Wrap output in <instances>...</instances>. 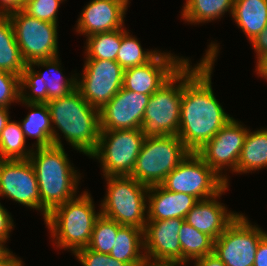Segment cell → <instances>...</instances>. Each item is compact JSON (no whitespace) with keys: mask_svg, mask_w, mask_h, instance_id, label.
<instances>
[{"mask_svg":"<svg viewBox=\"0 0 267 266\" xmlns=\"http://www.w3.org/2000/svg\"><path fill=\"white\" fill-rule=\"evenodd\" d=\"M232 19L251 42L267 27V0H234Z\"/></svg>","mask_w":267,"mask_h":266,"instance_id":"23","label":"cell"},{"mask_svg":"<svg viewBox=\"0 0 267 266\" xmlns=\"http://www.w3.org/2000/svg\"><path fill=\"white\" fill-rule=\"evenodd\" d=\"M14 102H20V77L0 70V107L9 108Z\"/></svg>","mask_w":267,"mask_h":266,"instance_id":"34","label":"cell"},{"mask_svg":"<svg viewBox=\"0 0 267 266\" xmlns=\"http://www.w3.org/2000/svg\"><path fill=\"white\" fill-rule=\"evenodd\" d=\"M59 60V56H57L26 65L20 77L21 102L47 103L50 100L65 97L76 89L77 74L66 78L61 72V61ZM34 66L45 67L47 70L45 72L36 71ZM27 88L28 91H31L30 93L26 91Z\"/></svg>","mask_w":267,"mask_h":266,"instance_id":"9","label":"cell"},{"mask_svg":"<svg viewBox=\"0 0 267 266\" xmlns=\"http://www.w3.org/2000/svg\"><path fill=\"white\" fill-rule=\"evenodd\" d=\"M179 240L182 251V266L192 260L213 253L214 240L205 233L183 222L179 230Z\"/></svg>","mask_w":267,"mask_h":266,"instance_id":"28","label":"cell"},{"mask_svg":"<svg viewBox=\"0 0 267 266\" xmlns=\"http://www.w3.org/2000/svg\"><path fill=\"white\" fill-rule=\"evenodd\" d=\"M160 185L170 192L194 196L198 201L216 196L227 186L195 152H190Z\"/></svg>","mask_w":267,"mask_h":266,"instance_id":"11","label":"cell"},{"mask_svg":"<svg viewBox=\"0 0 267 266\" xmlns=\"http://www.w3.org/2000/svg\"><path fill=\"white\" fill-rule=\"evenodd\" d=\"M129 30L121 28V46L116 56V62L125 70L150 62L160 51L141 47L140 41L130 35Z\"/></svg>","mask_w":267,"mask_h":266,"instance_id":"30","label":"cell"},{"mask_svg":"<svg viewBox=\"0 0 267 266\" xmlns=\"http://www.w3.org/2000/svg\"><path fill=\"white\" fill-rule=\"evenodd\" d=\"M248 130L241 124V121L231 118L210 141L196 152L226 182L227 186H229V177L222 171L229 169L232 173H237V163Z\"/></svg>","mask_w":267,"mask_h":266,"instance_id":"14","label":"cell"},{"mask_svg":"<svg viewBox=\"0 0 267 266\" xmlns=\"http://www.w3.org/2000/svg\"><path fill=\"white\" fill-rule=\"evenodd\" d=\"M189 59L159 52L150 62L125 69L123 88L152 95L166 83Z\"/></svg>","mask_w":267,"mask_h":266,"instance_id":"17","label":"cell"},{"mask_svg":"<svg viewBox=\"0 0 267 266\" xmlns=\"http://www.w3.org/2000/svg\"><path fill=\"white\" fill-rule=\"evenodd\" d=\"M145 136L141 129L101 130L96 150L103 176L131 175Z\"/></svg>","mask_w":267,"mask_h":266,"instance_id":"8","label":"cell"},{"mask_svg":"<svg viewBox=\"0 0 267 266\" xmlns=\"http://www.w3.org/2000/svg\"><path fill=\"white\" fill-rule=\"evenodd\" d=\"M46 104L52 122L53 145L63 147L60 131L73 149L90 156L100 137V110L91 106L77 89Z\"/></svg>","mask_w":267,"mask_h":266,"instance_id":"2","label":"cell"},{"mask_svg":"<svg viewBox=\"0 0 267 266\" xmlns=\"http://www.w3.org/2000/svg\"><path fill=\"white\" fill-rule=\"evenodd\" d=\"M189 153L177 135L146 137L130 176L148 187L160 185Z\"/></svg>","mask_w":267,"mask_h":266,"instance_id":"6","label":"cell"},{"mask_svg":"<svg viewBox=\"0 0 267 266\" xmlns=\"http://www.w3.org/2000/svg\"><path fill=\"white\" fill-rule=\"evenodd\" d=\"M150 95L121 88L100 110L101 130L141 129Z\"/></svg>","mask_w":267,"mask_h":266,"instance_id":"18","label":"cell"},{"mask_svg":"<svg viewBox=\"0 0 267 266\" xmlns=\"http://www.w3.org/2000/svg\"><path fill=\"white\" fill-rule=\"evenodd\" d=\"M74 256L83 266H130L112 258L109 254L93 251L87 247L77 250Z\"/></svg>","mask_w":267,"mask_h":266,"instance_id":"35","label":"cell"},{"mask_svg":"<svg viewBox=\"0 0 267 266\" xmlns=\"http://www.w3.org/2000/svg\"><path fill=\"white\" fill-rule=\"evenodd\" d=\"M219 47L217 43L211 42L200 63L192 67L188 60L184 64V86L177 136L190 152H198L233 118L225 112L212 89L211 74Z\"/></svg>","mask_w":267,"mask_h":266,"instance_id":"1","label":"cell"},{"mask_svg":"<svg viewBox=\"0 0 267 266\" xmlns=\"http://www.w3.org/2000/svg\"><path fill=\"white\" fill-rule=\"evenodd\" d=\"M234 0H186L181 18L190 24L208 23L221 18L226 12L232 16Z\"/></svg>","mask_w":267,"mask_h":266,"instance_id":"26","label":"cell"},{"mask_svg":"<svg viewBox=\"0 0 267 266\" xmlns=\"http://www.w3.org/2000/svg\"><path fill=\"white\" fill-rule=\"evenodd\" d=\"M194 266H226L215 253L194 260Z\"/></svg>","mask_w":267,"mask_h":266,"instance_id":"40","label":"cell"},{"mask_svg":"<svg viewBox=\"0 0 267 266\" xmlns=\"http://www.w3.org/2000/svg\"><path fill=\"white\" fill-rule=\"evenodd\" d=\"M123 72L116 61L86 59L76 89L91 106L101 110L122 88Z\"/></svg>","mask_w":267,"mask_h":266,"instance_id":"13","label":"cell"},{"mask_svg":"<svg viewBox=\"0 0 267 266\" xmlns=\"http://www.w3.org/2000/svg\"><path fill=\"white\" fill-rule=\"evenodd\" d=\"M41 212L36 174L28 160H0V197Z\"/></svg>","mask_w":267,"mask_h":266,"instance_id":"16","label":"cell"},{"mask_svg":"<svg viewBox=\"0 0 267 266\" xmlns=\"http://www.w3.org/2000/svg\"><path fill=\"white\" fill-rule=\"evenodd\" d=\"M13 228L14 222L11 214L0 203V240L7 242Z\"/></svg>","mask_w":267,"mask_h":266,"instance_id":"36","label":"cell"},{"mask_svg":"<svg viewBox=\"0 0 267 266\" xmlns=\"http://www.w3.org/2000/svg\"><path fill=\"white\" fill-rule=\"evenodd\" d=\"M5 244L6 242L0 240V261H22L21 258L16 257Z\"/></svg>","mask_w":267,"mask_h":266,"instance_id":"41","label":"cell"},{"mask_svg":"<svg viewBox=\"0 0 267 266\" xmlns=\"http://www.w3.org/2000/svg\"><path fill=\"white\" fill-rule=\"evenodd\" d=\"M20 103L31 109L30 113L20 122L26 137L36 138L33 147H48L53 145L52 122L46 103ZM33 110V111H32Z\"/></svg>","mask_w":267,"mask_h":266,"instance_id":"25","label":"cell"},{"mask_svg":"<svg viewBox=\"0 0 267 266\" xmlns=\"http://www.w3.org/2000/svg\"><path fill=\"white\" fill-rule=\"evenodd\" d=\"M7 16L12 23L21 56L27 65L58 56V24L31 17L22 9Z\"/></svg>","mask_w":267,"mask_h":266,"instance_id":"10","label":"cell"},{"mask_svg":"<svg viewBox=\"0 0 267 266\" xmlns=\"http://www.w3.org/2000/svg\"><path fill=\"white\" fill-rule=\"evenodd\" d=\"M228 187L226 186L212 198L199 200L185 217V222L198 231L207 234L214 241L239 215L238 212L227 210L225 205L218 201L222 194H225V191L228 190Z\"/></svg>","mask_w":267,"mask_h":266,"instance_id":"20","label":"cell"},{"mask_svg":"<svg viewBox=\"0 0 267 266\" xmlns=\"http://www.w3.org/2000/svg\"><path fill=\"white\" fill-rule=\"evenodd\" d=\"M129 0H92L77 20L76 32L86 37L124 28Z\"/></svg>","mask_w":267,"mask_h":266,"instance_id":"19","label":"cell"},{"mask_svg":"<svg viewBox=\"0 0 267 266\" xmlns=\"http://www.w3.org/2000/svg\"><path fill=\"white\" fill-rule=\"evenodd\" d=\"M121 46V28L90 35L86 39L85 59L116 61Z\"/></svg>","mask_w":267,"mask_h":266,"instance_id":"31","label":"cell"},{"mask_svg":"<svg viewBox=\"0 0 267 266\" xmlns=\"http://www.w3.org/2000/svg\"><path fill=\"white\" fill-rule=\"evenodd\" d=\"M122 226L116 221L100 215L95 222L87 248L103 254H110L117 237V232Z\"/></svg>","mask_w":267,"mask_h":266,"instance_id":"32","label":"cell"},{"mask_svg":"<svg viewBox=\"0 0 267 266\" xmlns=\"http://www.w3.org/2000/svg\"><path fill=\"white\" fill-rule=\"evenodd\" d=\"M67 156L64 146L51 145L34 148L29 157L38 182L44 221L55 207L77 197L81 174Z\"/></svg>","mask_w":267,"mask_h":266,"instance_id":"3","label":"cell"},{"mask_svg":"<svg viewBox=\"0 0 267 266\" xmlns=\"http://www.w3.org/2000/svg\"><path fill=\"white\" fill-rule=\"evenodd\" d=\"M106 195L101 201V215L120 225L144 230L147 222L148 186L130 175L104 176Z\"/></svg>","mask_w":267,"mask_h":266,"instance_id":"5","label":"cell"},{"mask_svg":"<svg viewBox=\"0 0 267 266\" xmlns=\"http://www.w3.org/2000/svg\"><path fill=\"white\" fill-rule=\"evenodd\" d=\"M144 250L143 229L123 225L117 232L110 256L130 266H148Z\"/></svg>","mask_w":267,"mask_h":266,"instance_id":"22","label":"cell"},{"mask_svg":"<svg viewBox=\"0 0 267 266\" xmlns=\"http://www.w3.org/2000/svg\"><path fill=\"white\" fill-rule=\"evenodd\" d=\"M246 217L239 214L214 241L213 253L226 266H253L258 244L267 234Z\"/></svg>","mask_w":267,"mask_h":266,"instance_id":"12","label":"cell"},{"mask_svg":"<svg viewBox=\"0 0 267 266\" xmlns=\"http://www.w3.org/2000/svg\"><path fill=\"white\" fill-rule=\"evenodd\" d=\"M197 202L189 194L170 192L161 185L150 186L147 195V221L185 219Z\"/></svg>","mask_w":267,"mask_h":266,"instance_id":"21","label":"cell"},{"mask_svg":"<svg viewBox=\"0 0 267 266\" xmlns=\"http://www.w3.org/2000/svg\"><path fill=\"white\" fill-rule=\"evenodd\" d=\"M26 65L9 17L0 15V70L21 77Z\"/></svg>","mask_w":267,"mask_h":266,"instance_id":"27","label":"cell"},{"mask_svg":"<svg viewBox=\"0 0 267 266\" xmlns=\"http://www.w3.org/2000/svg\"><path fill=\"white\" fill-rule=\"evenodd\" d=\"M257 60L267 52V27L263 29L251 42Z\"/></svg>","mask_w":267,"mask_h":266,"instance_id":"37","label":"cell"},{"mask_svg":"<svg viewBox=\"0 0 267 266\" xmlns=\"http://www.w3.org/2000/svg\"><path fill=\"white\" fill-rule=\"evenodd\" d=\"M185 219L147 221L143 230L144 254L148 266H182L179 230Z\"/></svg>","mask_w":267,"mask_h":266,"instance_id":"15","label":"cell"},{"mask_svg":"<svg viewBox=\"0 0 267 266\" xmlns=\"http://www.w3.org/2000/svg\"><path fill=\"white\" fill-rule=\"evenodd\" d=\"M183 86L184 65L150 96L141 127L145 137L178 134Z\"/></svg>","mask_w":267,"mask_h":266,"instance_id":"7","label":"cell"},{"mask_svg":"<svg viewBox=\"0 0 267 266\" xmlns=\"http://www.w3.org/2000/svg\"><path fill=\"white\" fill-rule=\"evenodd\" d=\"M101 210L96 213L91 194L84 191L72 200L55 207L44 223L59 249L70 250L73 254L88 246L96 220Z\"/></svg>","mask_w":267,"mask_h":266,"instance_id":"4","label":"cell"},{"mask_svg":"<svg viewBox=\"0 0 267 266\" xmlns=\"http://www.w3.org/2000/svg\"><path fill=\"white\" fill-rule=\"evenodd\" d=\"M267 168V128L249 129L237 163V173H252Z\"/></svg>","mask_w":267,"mask_h":266,"instance_id":"24","label":"cell"},{"mask_svg":"<svg viewBox=\"0 0 267 266\" xmlns=\"http://www.w3.org/2000/svg\"><path fill=\"white\" fill-rule=\"evenodd\" d=\"M255 72L258 77H262L267 80V52L263 54L256 62Z\"/></svg>","mask_w":267,"mask_h":266,"instance_id":"42","label":"cell"},{"mask_svg":"<svg viewBox=\"0 0 267 266\" xmlns=\"http://www.w3.org/2000/svg\"><path fill=\"white\" fill-rule=\"evenodd\" d=\"M26 147L20 121L10 120L0 134V160H28L34 148Z\"/></svg>","mask_w":267,"mask_h":266,"instance_id":"29","label":"cell"},{"mask_svg":"<svg viewBox=\"0 0 267 266\" xmlns=\"http://www.w3.org/2000/svg\"><path fill=\"white\" fill-rule=\"evenodd\" d=\"M23 261H0V266H24Z\"/></svg>","mask_w":267,"mask_h":266,"instance_id":"44","label":"cell"},{"mask_svg":"<svg viewBox=\"0 0 267 266\" xmlns=\"http://www.w3.org/2000/svg\"><path fill=\"white\" fill-rule=\"evenodd\" d=\"M66 0H25L23 11L42 21L57 24L60 4Z\"/></svg>","mask_w":267,"mask_h":266,"instance_id":"33","label":"cell"},{"mask_svg":"<svg viewBox=\"0 0 267 266\" xmlns=\"http://www.w3.org/2000/svg\"><path fill=\"white\" fill-rule=\"evenodd\" d=\"M25 0H0V15L7 16L23 9Z\"/></svg>","mask_w":267,"mask_h":266,"instance_id":"38","label":"cell"},{"mask_svg":"<svg viewBox=\"0 0 267 266\" xmlns=\"http://www.w3.org/2000/svg\"><path fill=\"white\" fill-rule=\"evenodd\" d=\"M9 108L0 107V134L6 124L10 121Z\"/></svg>","mask_w":267,"mask_h":266,"instance_id":"43","label":"cell"},{"mask_svg":"<svg viewBox=\"0 0 267 266\" xmlns=\"http://www.w3.org/2000/svg\"><path fill=\"white\" fill-rule=\"evenodd\" d=\"M253 266H267V234L258 244Z\"/></svg>","mask_w":267,"mask_h":266,"instance_id":"39","label":"cell"}]
</instances>
